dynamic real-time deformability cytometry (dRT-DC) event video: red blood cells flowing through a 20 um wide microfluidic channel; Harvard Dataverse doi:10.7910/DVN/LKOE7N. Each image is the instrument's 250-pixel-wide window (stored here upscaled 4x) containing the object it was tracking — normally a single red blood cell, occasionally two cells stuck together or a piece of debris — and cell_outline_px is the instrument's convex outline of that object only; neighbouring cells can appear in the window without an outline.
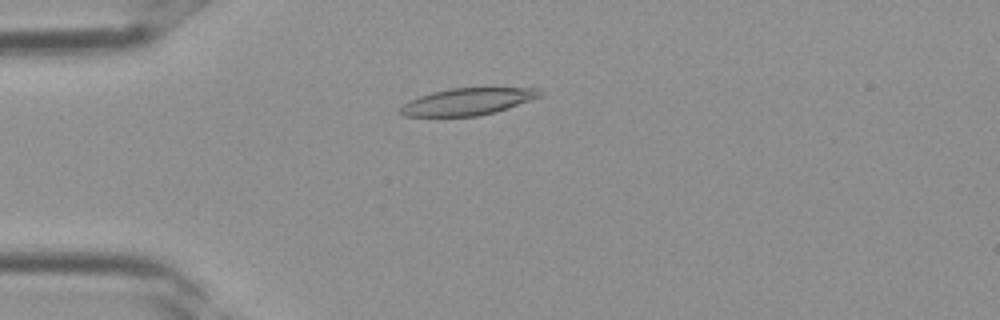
{"species": "Egyptian fruit bat (a non-hibernating species)", "species_latin": "Rousettus aegyptiacus", "temperature_condition": "room temperature", "stored_images_in_passage": 35, "camera_frame_rate_fps": 3000, "um_per_image_px": 0.085, "frame": {"image": 1, "passage_image": 8, "time_ms": 2.333, "image_size_px": [1000, 320], "cell_outline_px": [[544, 92], [540, 96], [508, 108], [496, 112], [476, 116], [404, 116], [400, 112], [400, 108], [408, 100], [432, 92], [452, 88], [536, 88]], "centroid_in_image_um": [39.74, 8.63], "position_along_channel_um": 45.3, "area_um2": 21.68}}
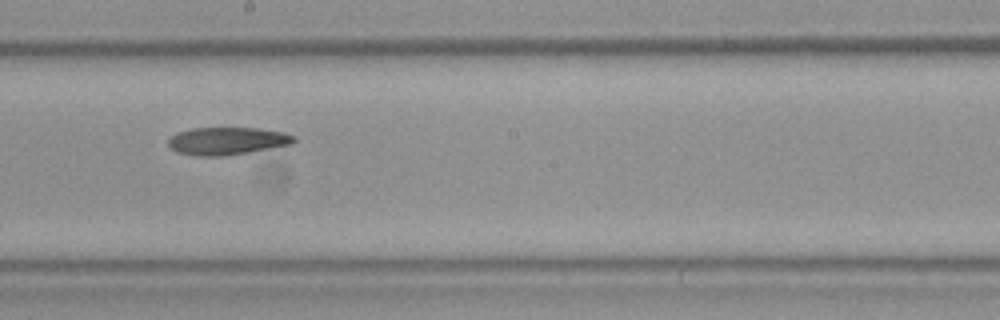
{"frame": {"image": 2, "passage_image": 19, "time_ms": 6.0, "image_size_px": [1000, 320], "cell_outline_px": [[296, 140], [292, 144], [248, 152], [224, 156], [196, 156], [176, 152], [168, 144], [168, 140], [176, 132], [192, 128], [260, 128], [284, 132], [296, 136]], "centroid_in_image_um": [19.31, 11.98], "position_along_channel_um": 228.9, "area_um2": 20.29}}
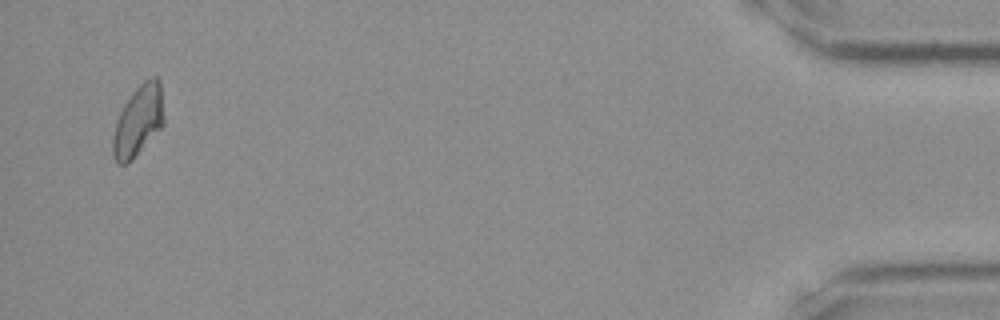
{"frame": {"image": 3, "passage_image": 34, "time_ms": 11.0, "image_size_px": [1000, 320], "cell_outline_px": [[164, 124], [132, 160], [128, 164], [116, 164], [112, 156], [112, 140], [116, 120], [124, 104], [132, 92], [144, 80], [152, 76], [156, 76], [160, 80], [164, 120]], "centroid_in_image_um": [11.73, 10.28], "position_along_channel_um": 423.5, "area_um2": 21.15}}